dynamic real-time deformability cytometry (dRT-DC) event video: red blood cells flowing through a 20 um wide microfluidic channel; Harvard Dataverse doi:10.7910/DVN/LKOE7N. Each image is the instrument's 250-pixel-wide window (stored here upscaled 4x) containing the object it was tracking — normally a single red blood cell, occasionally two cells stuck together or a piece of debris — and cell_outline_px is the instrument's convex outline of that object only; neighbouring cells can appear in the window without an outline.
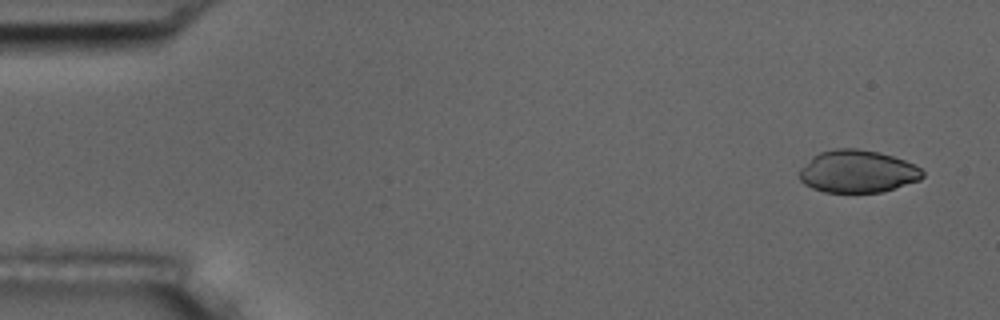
{"species": "common noctule bat (a hibernating species)", "species_latin": "Nyctalus noctula", "temperature_condition": "room temperature", "stored_images_in_passage": 5, "camera_frame_rate_fps": 3000, "um_per_image_px": 0.085, "animal": {"sex": "male", "body_mass_g": 17.5, "forearm_length_mm": 52.3}, "frame": {"image": 1, "passage_image": 1, "time_ms": 0.0, "image_size_px": [1000, 320], "cell_outline_px": [[924, 176], [920, 180], [880, 192], [824, 192], [812, 188], [804, 184], [800, 180], [800, 168], [812, 156], [820, 152], [836, 148], [856, 148], [880, 152], [904, 160], [920, 168], [924, 172]], "centroid_in_image_um": [72.87, 14.56], "position_along_channel_um": 12.1, "area_um2": 30.46}}